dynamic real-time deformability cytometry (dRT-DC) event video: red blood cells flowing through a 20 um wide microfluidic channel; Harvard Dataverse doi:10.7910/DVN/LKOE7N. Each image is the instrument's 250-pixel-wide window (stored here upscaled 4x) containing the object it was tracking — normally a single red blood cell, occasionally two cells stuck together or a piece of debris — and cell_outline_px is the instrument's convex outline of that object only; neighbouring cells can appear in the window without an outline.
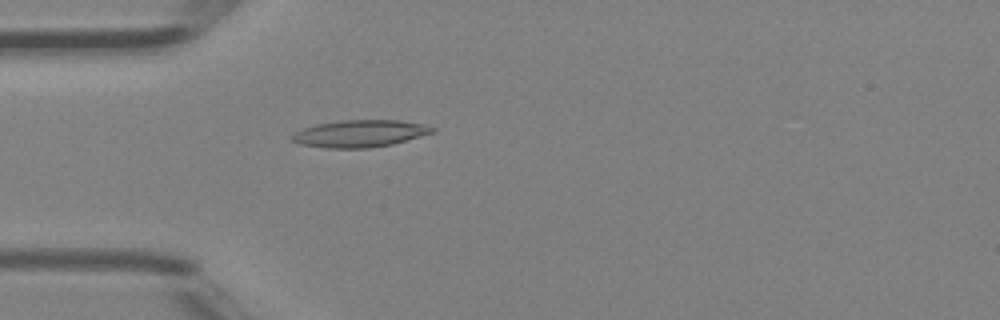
{"species": "Egyptian fruit bat (a non-hibernating species)", "species_latin": "Rousettus aegyptiacus", "temperature_condition": "room temperature", "stored_images_in_passage": 4, "camera_frame_rate_fps": 3000, "um_per_image_px": 0.085, "animal": {"sex": "female"}, "frame": {"image": 1, "passage_image": 4, "time_ms": 1.0, "image_size_px": [1000, 320], "cell_outline_px": [[436, 132], [392, 144], [368, 148], [328, 148], [300, 144], [292, 140], [288, 136], [304, 128], [316, 124], [340, 120], [400, 120], [420, 124], [436, 128]], "centroid_in_image_um": [30.58, 11.35], "position_along_channel_um": 54.4, "area_um2": 22.14}}